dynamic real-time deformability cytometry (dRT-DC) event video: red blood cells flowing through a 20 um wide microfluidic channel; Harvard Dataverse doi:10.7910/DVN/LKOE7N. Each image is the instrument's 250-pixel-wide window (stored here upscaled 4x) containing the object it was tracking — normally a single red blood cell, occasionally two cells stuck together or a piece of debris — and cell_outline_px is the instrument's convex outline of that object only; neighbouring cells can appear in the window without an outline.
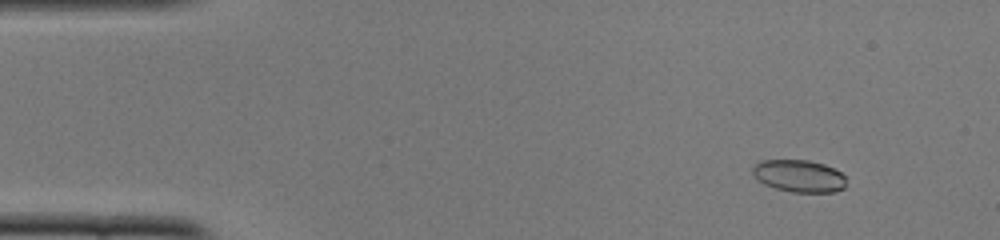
{"species": "common noctule bat (a hibernating species)", "species_latin": "Nyctalus noctula", "temperature_condition": "cold", "stored_images_in_passage": 53, "camera_frame_rate_fps": 3000, "um_per_image_px": 0.085, "animal": {"sex": "female", "body_mass_g": 22.0, "forearm_length_mm": 56.7}, "frame": {"image": 1, "passage_image": 6, "time_ms": 1.667, "image_size_px": [1000, 240], "cell_outline_px": [[844, 188], [836, 192], [792, 192], [776, 188], [764, 184], [752, 172], [752, 168], [760, 160], [808, 160], [824, 164], [840, 172], [844, 176]], "centroid_in_image_um": [67.92, 14.95], "position_along_channel_um": 17.1, "area_um2": 17.4}}
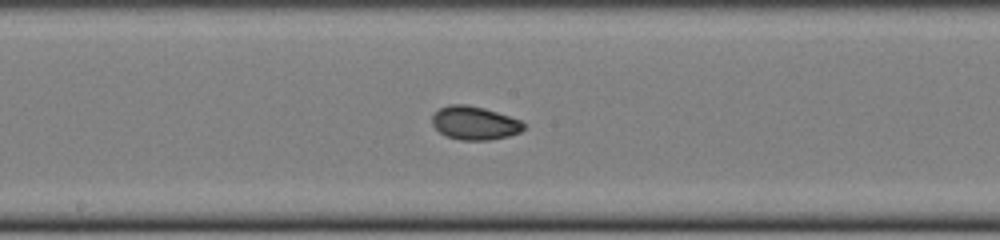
{"frame": {"image": 2, "passage_image": 28, "time_ms": 9.0, "image_size_px": [1000, 240], "cell_outline_px": [[524, 128], [520, 132], [508, 136], [488, 140], [460, 140], [444, 136], [432, 124], [432, 112], [448, 104], [468, 104], [484, 108], [520, 120], [524, 124]], "centroid_in_image_um": [40.29, 10.45], "position_along_channel_um": 207.9, "area_um2": 17.92}}
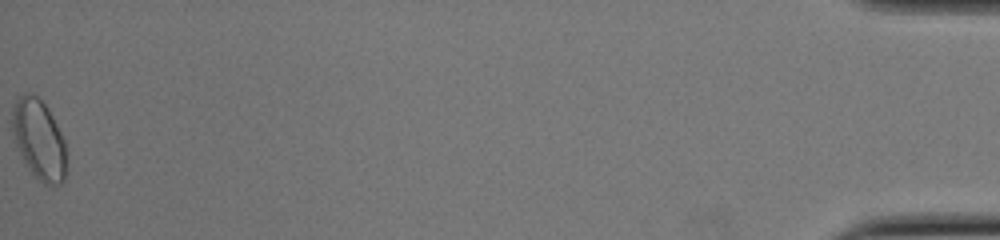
{"frame": {"image": 3, "passage_image": 53, "time_ms": 17.333, "image_size_px": [1000, 240], "cell_outline_px": [[68, 172], [64, 180], [60, 184], [44, 184], [32, 172], [24, 160], [16, 144], [12, 132], [12, 108], [16, 100], [24, 92], [28, 92], [36, 96], [48, 108], [64, 140]], "centroid_in_image_um": [3.33, 11.86], "position_along_channel_um": 431.9, "area_um2": 25.09}, "authors_computed_cell_mechanics": {"area_um2": 17.9758, "velocity_mm_per_s": 3.8713, "shape_relaxation_time_tau1_ms": 6.6413, "shape_relaxation_time_tau2_ms": 1.4731, "deformation_change_tau1": 0.1078, "deformation_change_tau2": 0.0472}}